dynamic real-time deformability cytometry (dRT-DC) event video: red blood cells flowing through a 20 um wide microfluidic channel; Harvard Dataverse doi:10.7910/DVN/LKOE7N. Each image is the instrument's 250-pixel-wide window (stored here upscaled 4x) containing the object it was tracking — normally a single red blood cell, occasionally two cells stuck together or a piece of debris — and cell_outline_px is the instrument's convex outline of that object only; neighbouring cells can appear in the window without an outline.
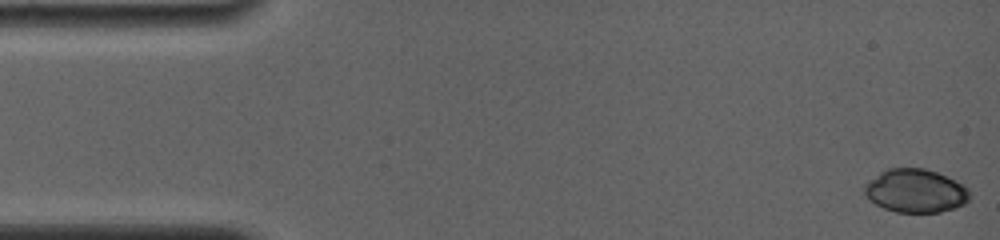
{"species": "common noctule bat (a hibernating species)", "species_latin": "Nyctalus noctula", "temperature_condition": "room temperature", "stored_images_in_passage": 46, "camera_frame_rate_fps": 4000, "um_per_image_px": 0.085, "animal": {"sex": "female", "body_mass_g": 19.0, "forearm_length_mm": 56.7}, "frame": {"image": 1, "passage_image": 1, "time_ms": 0.0, "image_size_px": [1000, 240], "cell_outline_px": [[968, 200], [964, 204], [940, 212], [896, 212], [884, 208], [868, 200], [864, 192], [864, 184], [868, 180], [880, 172], [888, 168], [924, 168], [936, 172], [968, 188]], "centroid_in_image_um": [77.75, 16.22], "position_along_channel_um": 7.3, "area_um2": 26.36}}
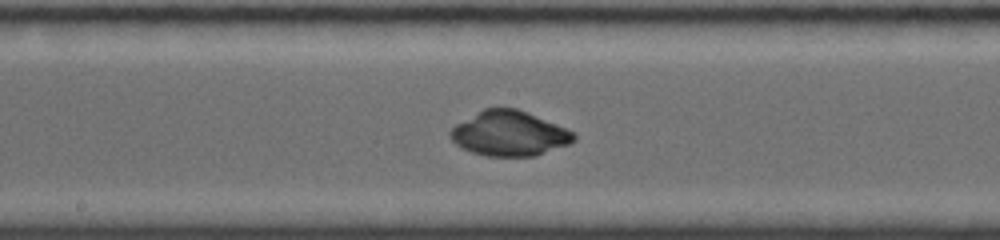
{"frame": {"image": 2, "passage_image": 27, "time_ms": 8.5, "image_size_px": [1000, 240], "cell_outline_px": [[576, 140], [568, 144], [536, 156], [488, 156], [472, 152], [456, 144], [452, 140], [448, 132], [456, 124], [484, 108], [516, 108], [528, 112], [568, 128], [576, 132]], "centroid_in_image_um": [43.33, 11.34], "position_along_channel_um": 204.9, "area_um2": 32.37}}
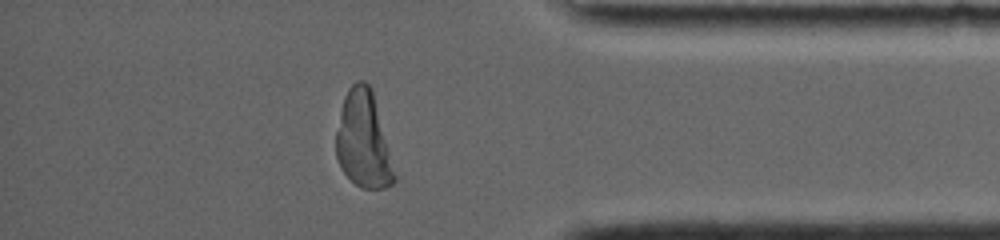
{"frame": {"image": 3, "passage_image": 46, "time_ms": 14.0, "image_size_px": [1000, 240], "cell_outline_px": [[396, 180], [392, 184], [384, 188], [360, 188], [340, 168], [336, 156], [336, 132], [340, 112], [344, 96], [348, 88], [356, 80], [364, 80], [372, 88], [396, 176]], "centroid_in_image_um": [30.87, 11.89], "position_along_channel_um": 404.3, "area_um2": 32.6}}